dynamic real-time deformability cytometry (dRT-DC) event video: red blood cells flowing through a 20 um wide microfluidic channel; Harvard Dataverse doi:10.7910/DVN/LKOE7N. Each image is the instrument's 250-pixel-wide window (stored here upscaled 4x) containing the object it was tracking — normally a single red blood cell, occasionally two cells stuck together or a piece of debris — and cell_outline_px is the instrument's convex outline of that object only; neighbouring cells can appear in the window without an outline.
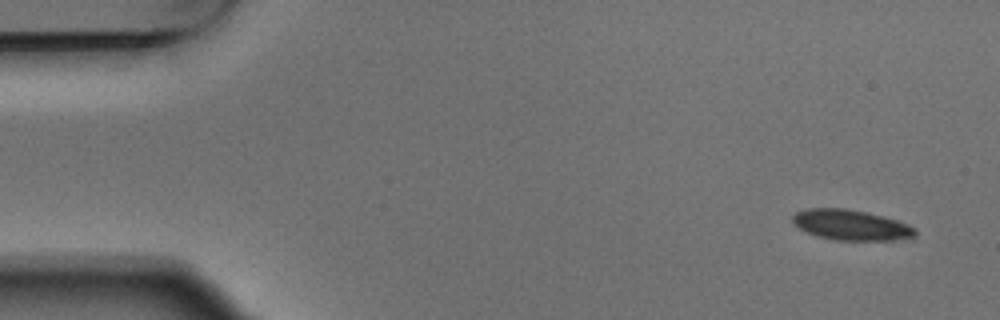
{"species": "Egyptian fruit bat (a non-hibernating species)", "species_latin": "Rousettus aegyptiacus", "temperature_condition": "warm", "stored_images_in_passage": 5, "segment_of_instrument_passage": [2, 2], "camera_frame_rate_fps": 3000, "um_per_image_px": 0.085, "animal": {"sex": "male"}, "frame": {"image": 1, "passage_image": 5, "time_ms": 1.333, "image_size_px": [1000, 320], "cell_outline_px": [[916, 236], [892, 240], [836, 240], [820, 236], [808, 232], [800, 228], [792, 220], [792, 216], [796, 212], [808, 208], [844, 208], [868, 212], [896, 220], [912, 228], [916, 232]], "centroid_in_image_um": [72.31, 19.11], "position_along_channel_um": 12.7, "area_um2": 21.27}}